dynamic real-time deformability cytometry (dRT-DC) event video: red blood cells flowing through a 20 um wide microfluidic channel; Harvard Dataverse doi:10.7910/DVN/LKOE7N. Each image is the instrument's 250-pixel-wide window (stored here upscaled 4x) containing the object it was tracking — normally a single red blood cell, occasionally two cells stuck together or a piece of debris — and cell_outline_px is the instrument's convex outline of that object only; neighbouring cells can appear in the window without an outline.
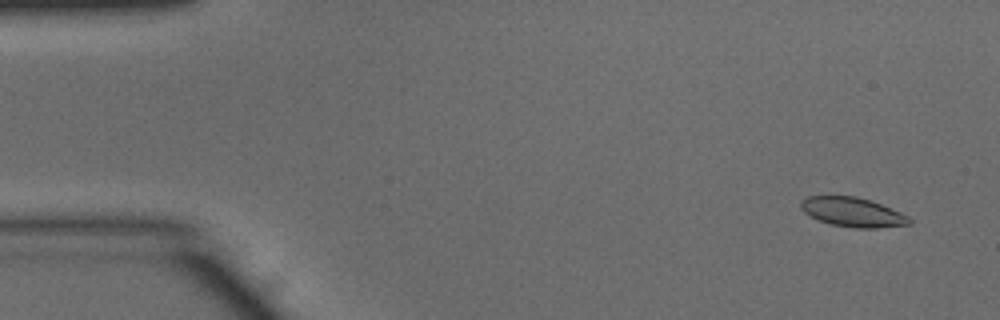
{"species": "common noctule bat (a hibernating species)", "species_latin": "Nyctalus noctula", "temperature_condition": "warm", "stored_images_in_passage": 51, "camera_frame_rate_fps": 3000, "um_per_image_px": 0.085, "animal": {"sex": "male", "body_mass_g": 15.6}, "frame": {"image": 1, "passage_image": 3, "time_ms": 0.667, "image_size_px": [1000, 320], "cell_outline_px": [[912, 224], [880, 228], [856, 228], [832, 224], [820, 220], [804, 212], [800, 208], [800, 200], [808, 196], [856, 196], [872, 200], [900, 212], [908, 216], [912, 220]], "centroid_in_image_um": [72.5, 18.02], "position_along_channel_um": 12.5, "area_um2": 18.61}}
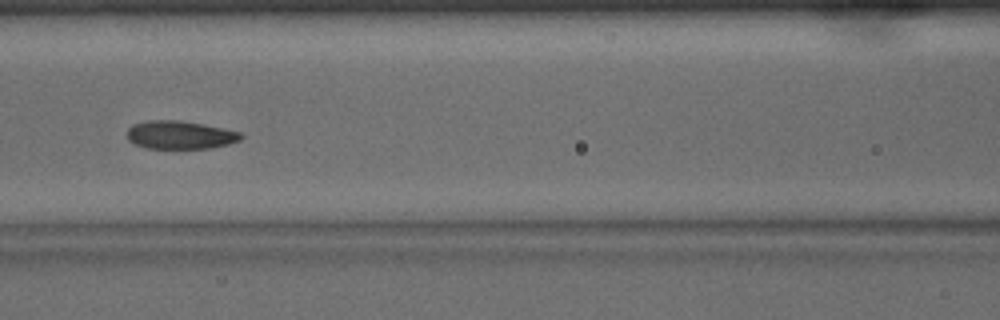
{"frame": {"image": 2, "passage_image": 22, "time_ms": 7.0, "image_size_px": [1000, 320], "cell_outline_px": [[244, 136], [240, 140], [228, 144], [208, 148], [148, 148], [136, 144], [128, 140], [128, 128], [132, 124], [144, 120], [180, 120], [240, 132]], "centroid_in_image_um": [15.27, 11.46], "position_along_channel_um": 151.3, "area_um2": 18.5}}
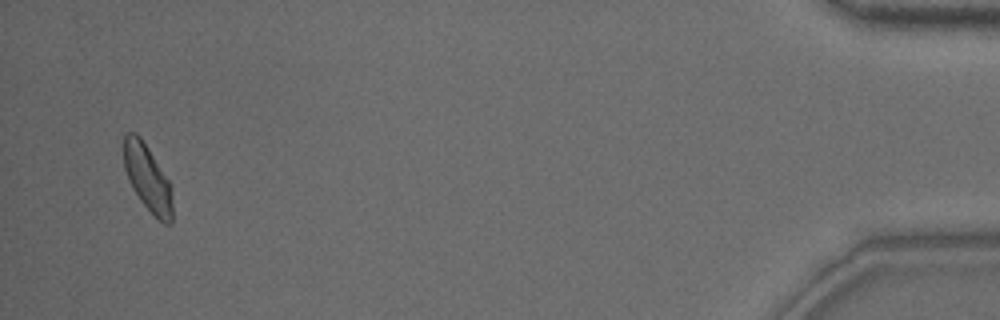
{"frame": {"image": 3, "passage_image": 49, "time_ms": 16.0, "image_size_px": [1000, 320], "cell_outline_px": [[172, 224], [164, 224], [156, 220], [140, 200], [132, 188], [128, 180], [124, 168], [124, 136], [128, 132], [136, 132], [140, 136], [148, 148], [168, 180], [172, 204]], "centroid_in_image_um": [12.52, 15.17], "position_along_channel_um": 422.7, "area_um2": 18.79}, "authors_computed_cell_mechanics": {"area_um2": 19.074, "velocity_mm_per_s": 3.9498, "shape_relaxation_time_tau1_ms": 3.3174, "shape_relaxation_time_tau2_ms": 1.8387, "deformation_change_tau1": 0.1373, "deformation_change_tau2": 0.0774}}